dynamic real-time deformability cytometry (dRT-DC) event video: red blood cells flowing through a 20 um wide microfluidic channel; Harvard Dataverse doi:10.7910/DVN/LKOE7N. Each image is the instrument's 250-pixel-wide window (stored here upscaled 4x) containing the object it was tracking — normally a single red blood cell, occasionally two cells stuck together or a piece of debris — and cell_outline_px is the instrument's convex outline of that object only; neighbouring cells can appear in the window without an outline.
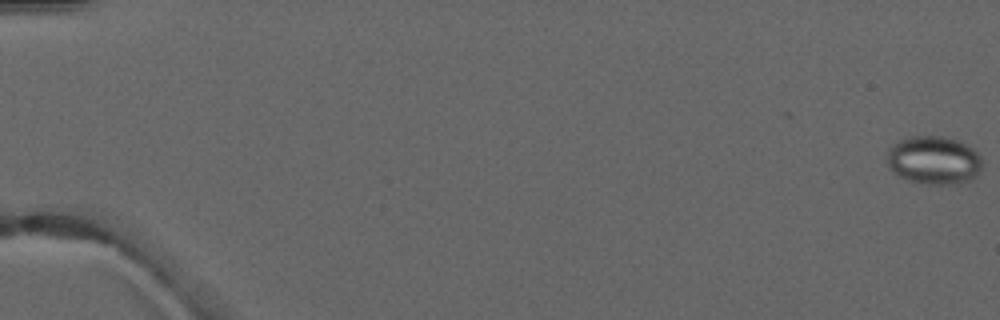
{"species": "common noctule bat (a hibernating species)", "species_latin": "Nyctalus noctula", "temperature_condition": "warm", "stored_images_in_passage": 5, "camera_frame_rate_fps": 3000, "um_per_image_px": 0.085, "animal": {"sex": "male", "forearm_length_mm": 52.5}, "frame": {"image": 1, "passage_image": 1, "time_ms": 0.0, "image_size_px": [1000, 320], "cell_outline_px": [[980, 172], [972, 180], [960, 184], [924, 184], [908, 180], [900, 176], [888, 164], [888, 148], [900, 140], [912, 136], [944, 136], [956, 140], [972, 148], [980, 156]], "centroid_in_image_um": [79.4, 13.63], "position_along_channel_um": 5.6, "area_um2": 26.59}}